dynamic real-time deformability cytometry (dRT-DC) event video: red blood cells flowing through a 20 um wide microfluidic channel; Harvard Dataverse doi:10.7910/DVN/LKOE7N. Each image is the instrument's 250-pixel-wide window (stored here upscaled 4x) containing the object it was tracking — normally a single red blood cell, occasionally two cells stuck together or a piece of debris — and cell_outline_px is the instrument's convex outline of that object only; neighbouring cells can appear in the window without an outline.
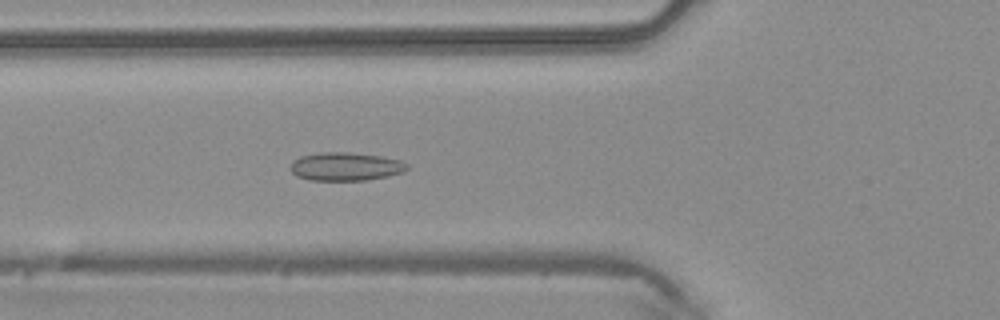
{"species": "common noctule bat (a hibernating species)", "species_latin": "Nyctalus noctula", "temperature_condition": "warm", "stored_images_in_passage": 48, "camera_frame_rate_fps": 3000, "um_per_image_px": 0.085, "animal": {"sex": "male", "body_mass_g": 20.4}, "frame": {"image": 1, "passage_image": 18, "time_ms": 5.667, "image_size_px": [1000, 320], "cell_outline_px": [[408, 168], [404, 172], [388, 176], [368, 180], [308, 180], [296, 176], [288, 168], [292, 160], [300, 156], [320, 152], [348, 152], [380, 156], [400, 160], [408, 164]], "centroid_in_image_um": [29.34, 14.15], "position_along_channel_um": 96.5, "area_um2": 19.48}}
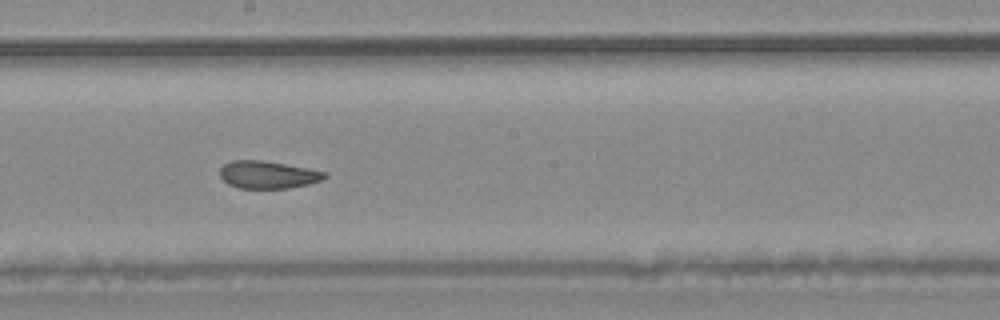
{"frame": {"image": 2, "passage_image": 27, "time_ms": 8.667, "image_size_px": [1000, 320], "cell_outline_px": [[328, 176], [320, 180], [308, 184], [288, 188], [240, 188], [228, 184], [220, 176], [220, 168], [224, 164], [232, 160], [264, 160], [308, 168], [328, 172]], "centroid_in_image_um": [22.77, 14.84], "position_along_channel_um": 225.4, "area_um2": 16.82}}
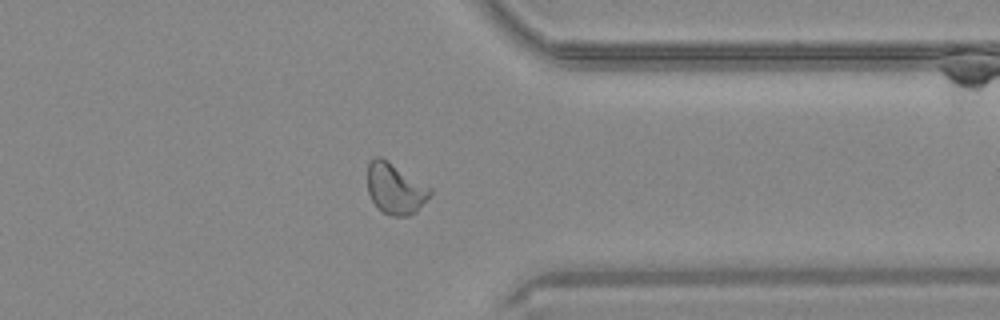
{"frame": {"image": 3, "passage_image": 38, "time_ms": 12.333, "image_size_px": [1000, 320], "cell_outline_px": [[432, 192], [416, 212], [408, 216], [392, 216], [384, 212], [372, 200], [368, 192], [368, 164], [376, 156], [380, 156], [388, 160], [432, 188]], "centroid_in_image_um": [33.6, 16.02], "position_along_channel_um": 377.8, "area_um2": 18.38}}